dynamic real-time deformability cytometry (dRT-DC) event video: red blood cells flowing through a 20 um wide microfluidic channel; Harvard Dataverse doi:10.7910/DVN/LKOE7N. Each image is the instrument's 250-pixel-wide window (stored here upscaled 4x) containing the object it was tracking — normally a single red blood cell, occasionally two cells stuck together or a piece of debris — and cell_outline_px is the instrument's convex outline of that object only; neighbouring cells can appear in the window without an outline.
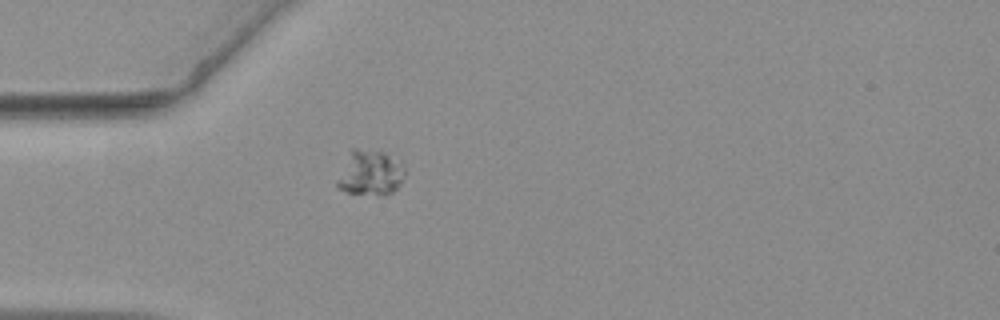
{"species": "common noctule bat (a hibernating species)", "species_latin": "Nyctalus noctula", "temperature_condition": "warm", "stored_images_in_passage": 3, "camera_frame_rate_fps": 3000, "um_per_image_px": 0.085, "animal": {"sex": "female", "body_mass_g": 19.3, "forearm_length_mm": 54.1}, "frame": {"image": 1, "passage_image": 1, "time_ms": 0.0, "image_size_px": [1000, 320], "cell_outline_px": [[404, 176], [400, 184], [392, 192], [384, 196], [376, 196], [348, 192], [336, 188], [336, 180], [352, 148], [356, 148], [384, 152], [400, 160], [404, 164]], "centroid_in_image_um": [31.48, 14.71], "position_along_channel_um": 53.5, "area_um2": 18.03}}